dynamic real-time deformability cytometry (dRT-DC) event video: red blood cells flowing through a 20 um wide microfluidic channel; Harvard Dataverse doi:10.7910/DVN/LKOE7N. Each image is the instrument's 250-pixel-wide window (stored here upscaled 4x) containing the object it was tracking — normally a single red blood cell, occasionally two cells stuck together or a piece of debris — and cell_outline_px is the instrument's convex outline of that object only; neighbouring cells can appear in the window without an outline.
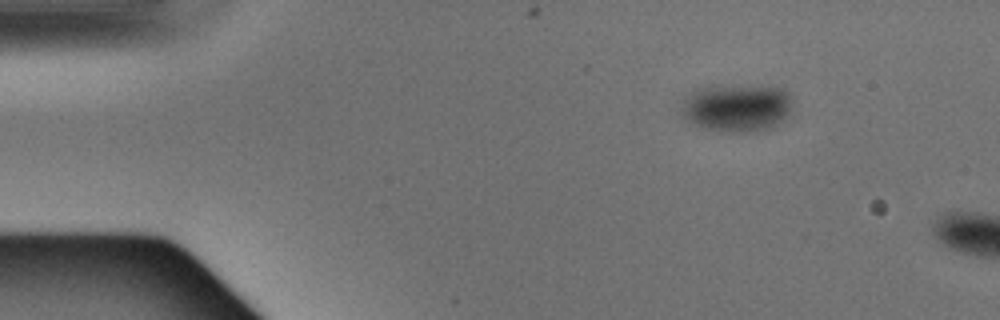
{"species": "Egyptian fruit bat (a non-hibernating species)", "species_latin": "Rousettus aegyptiacus", "temperature_condition": "warm", "stored_images_in_passage": 3, "camera_frame_rate_fps": 3000, "um_per_image_px": 0.085, "animal": {"sex": "male"}, "frame": {"image": 1, "passage_image": 2, "time_ms": 0.333, "image_size_px": [1000, 320], "cell_outline_px": [[792, 108], [788, 116], [784, 120], [776, 124], [764, 128], [744, 132], [720, 132], [704, 128], [680, 116], [680, 108], [684, 96], [688, 92], [696, 88], [716, 84], [724, 84], [784, 88], [792, 96]], "centroid_in_image_um": [62.57, 9.11], "position_along_channel_um": 22.4, "area_um2": 31.73}}